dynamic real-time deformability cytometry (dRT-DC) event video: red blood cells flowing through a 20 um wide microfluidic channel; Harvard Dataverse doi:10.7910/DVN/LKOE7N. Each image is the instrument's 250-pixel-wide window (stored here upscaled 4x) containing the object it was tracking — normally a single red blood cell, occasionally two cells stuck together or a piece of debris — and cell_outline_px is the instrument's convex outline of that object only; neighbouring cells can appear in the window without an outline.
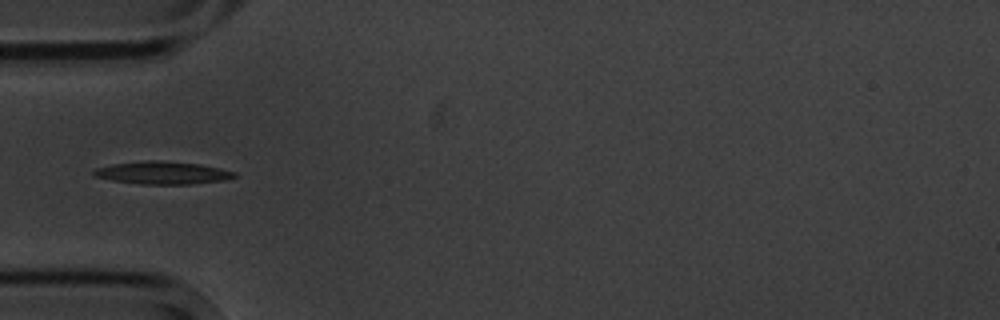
{"species": "common noctule bat (a hibernating species)", "species_latin": "Nyctalus noctula", "temperature_condition": "cold", "stored_images_in_passage": 5, "camera_frame_rate_fps": 3000, "um_per_image_px": 0.085, "animal": {"sex": "male", "body_mass_g": 20.1, "forearm_length_mm": 53.5}, "frame": {"image": 1, "passage_image": 3, "time_ms": 2.333, "image_size_px": [1000, 320], "cell_outline_px": [[236, 176], [224, 180], [188, 184], [140, 184], [112, 180], [92, 176], [92, 172], [96, 168], [112, 164], [148, 160], [160, 160], [200, 164], [220, 168], [236, 172]], "centroid_in_image_um": [13.79, 14.68], "position_along_channel_um": 71.2, "area_um2": 18.55}}
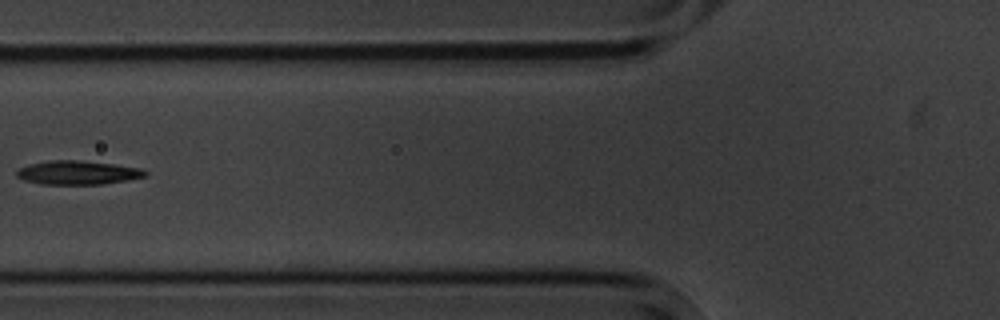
{"frame": {"image": 2, "passage_image": 4, "time_ms": 3.667, "image_size_px": [1000, 320], "cell_outline_px": [[148, 176], [128, 180], [104, 184], [40, 184], [24, 180], [16, 176], [16, 172], [20, 168], [28, 164], [52, 160], [76, 160], [112, 164], [140, 168], [148, 172]], "centroid_in_image_um": [6.61, 14.68], "position_along_channel_um": 119.2, "area_um2": 17.8}}
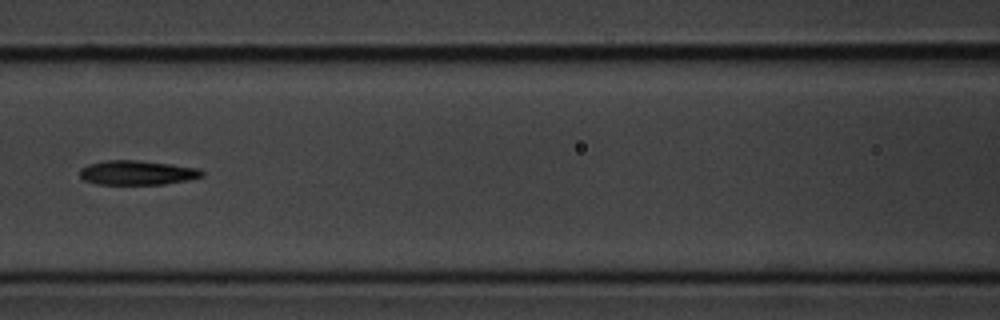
{"frame": {"image": 3, "passage_image": 5, "time_ms": 4.667, "image_size_px": [1000, 320], "cell_outline_px": [[204, 176], [188, 180], [164, 184], [96, 184], [84, 180], [80, 176], [80, 168], [88, 164], [104, 160], [136, 160], [200, 168], [204, 172]], "centroid_in_image_um": [11.65, 14.68], "position_along_channel_um": 154.9, "area_um2": 17.4}}